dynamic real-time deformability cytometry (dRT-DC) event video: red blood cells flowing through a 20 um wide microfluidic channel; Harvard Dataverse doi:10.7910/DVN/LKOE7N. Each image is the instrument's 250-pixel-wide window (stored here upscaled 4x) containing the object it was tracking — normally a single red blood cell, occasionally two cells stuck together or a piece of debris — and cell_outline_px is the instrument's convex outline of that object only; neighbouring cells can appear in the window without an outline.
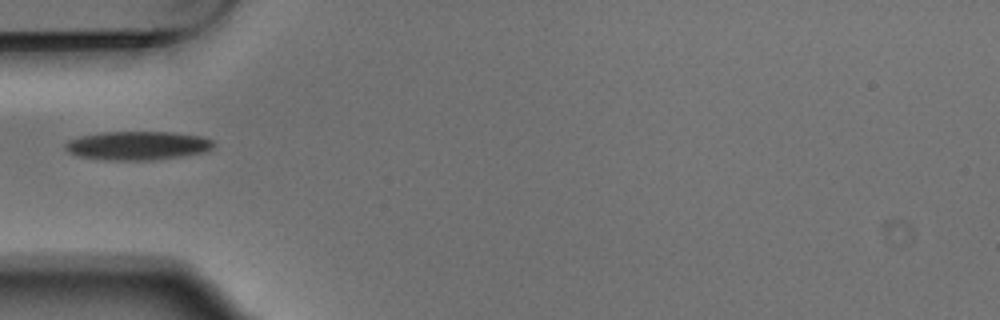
{"species": "Egyptian fruit bat (a non-hibernating species)", "species_latin": "Rousettus aegyptiacus", "temperature_condition": "warm", "stored_images_in_passage": 4, "camera_frame_rate_fps": 3000, "um_per_image_px": 0.085, "animal": {"sex": "male"}, "frame": {"image": 1, "passage_image": 4, "time_ms": 1.0, "image_size_px": [1000, 320], "cell_outline_px": [[216, 144], [208, 152], [152, 160], [104, 160], [80, 156], [68, 152], [64, 148], [64, 144], [68, 140], [80, 136], [104, 132], [172, 132], [204, 136], [212, 140]], "centroid_in_image_um": [11.72, 12.37], "position_along_channel_um": 73.3, "area_um2": 25.03}}